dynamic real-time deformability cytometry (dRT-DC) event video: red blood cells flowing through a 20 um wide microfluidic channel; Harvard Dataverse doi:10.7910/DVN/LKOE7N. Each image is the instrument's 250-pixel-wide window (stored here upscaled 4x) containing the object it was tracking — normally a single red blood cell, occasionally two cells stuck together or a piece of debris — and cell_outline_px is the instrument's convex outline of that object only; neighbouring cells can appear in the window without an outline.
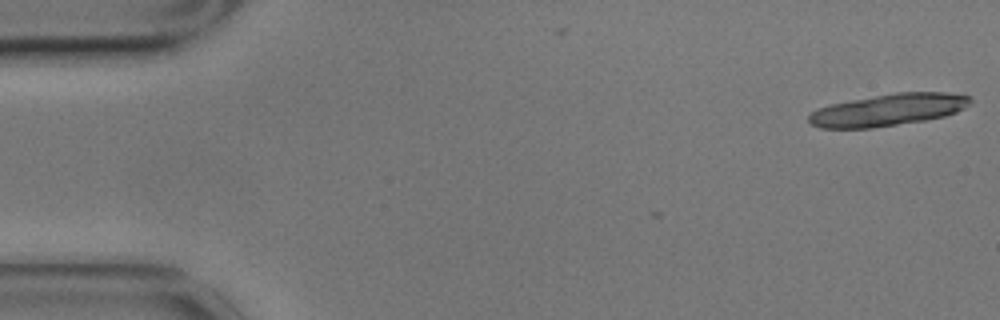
{"species": "common noctule bat (a hibernating species)", "species_latin": "Nyctalus noctula", "temperature_condition": "cold", "stored_images_in_passage": 2, "camera_frame_rate_fps": 3000, "um_per_image_px": 0.085, "animal": {"sex": "male", "body_mass_g": 17.9}, "frame": {"image": 1, "passage_image": 2, "time_ms": 0.333, "image_size_px": [1000, 320], "cell_outline_px": [[972, 100], [964, 108], [956, 112], [944, 116], [924, 120], [872, 128], [820, 128], [812, 124], [808, 120], [808, 116], [816, 108], [832, 104], [852, 100], [896, 92], [944, 92], [968, 96]], "centroid_in_image_um": [75.47, 9.34], "position_along_channel_um": 9.5, "area_um2": 29.77}}